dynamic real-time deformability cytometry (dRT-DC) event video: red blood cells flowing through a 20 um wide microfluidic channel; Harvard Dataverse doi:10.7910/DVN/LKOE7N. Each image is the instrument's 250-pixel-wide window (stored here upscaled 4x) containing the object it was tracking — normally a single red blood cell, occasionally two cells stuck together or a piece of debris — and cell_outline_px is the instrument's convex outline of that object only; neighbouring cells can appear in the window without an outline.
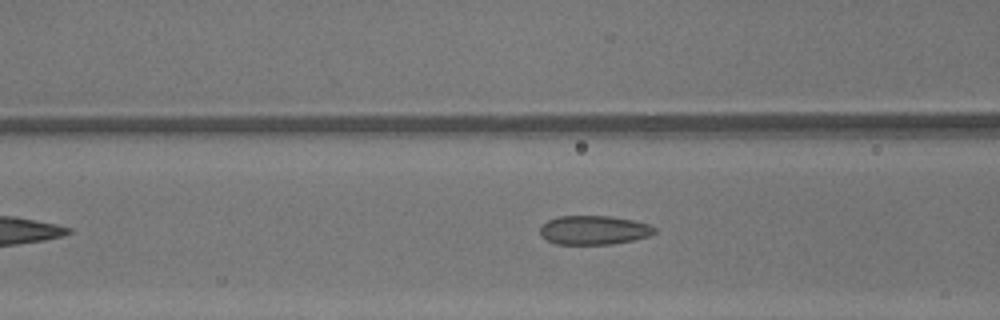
{"species": "common noctule bat (a hibernating species)", "species_latin": "Nyctalus noctula", "temperature_condition": "warm", "stored_images_in_passage": 31, "camera_frame_rate_fps": 3000, "um_per_image_px": 0.085, "animal": {"sex": "male", "body_mass_g": 13.3}, "frame": {"image": 1, "passage_image": 5, "time_ms": 1.333, "image_size_px": [1000, 320], "cell_outline_px": [[656, 232], [648, 236], [632, 240], [612, 244], [556, 244], [540, 236], [540, 228], [548, 220], [560, 216], [608, 216], [632, 220], [648, 224], [656, 228]], "centroid_in_image_um": [50.47, 19.56], "position_along_channel_um": 116.1, "area_um2": 19.19}}
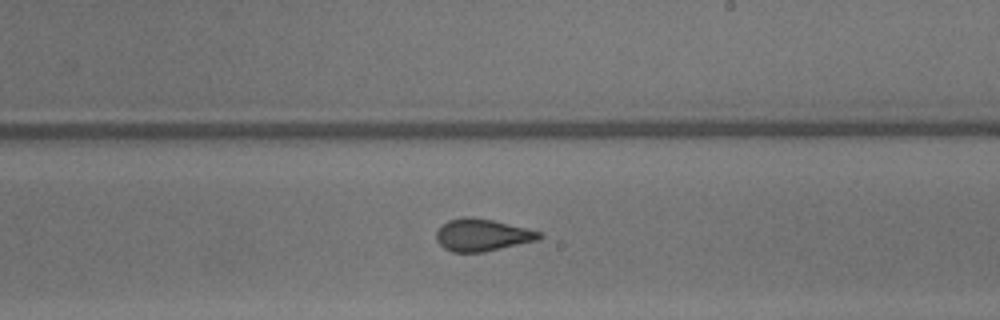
{"frame": {"image": 2, "passage_image": 14, "time_ms": 4.333, "image_size_px": [1000, 320], "cell_outline_px": [[544, 236], [540, 240], [484, 252], [452, 252], [444, 248], [436, 240], [436, 232], [448, 220], [468, 216], [492, 220], [540, 232]], "centroid_in_image_um": [41.0, 19.99], "position_along_channel_um": 248.0, "area_um2": 19.19}}
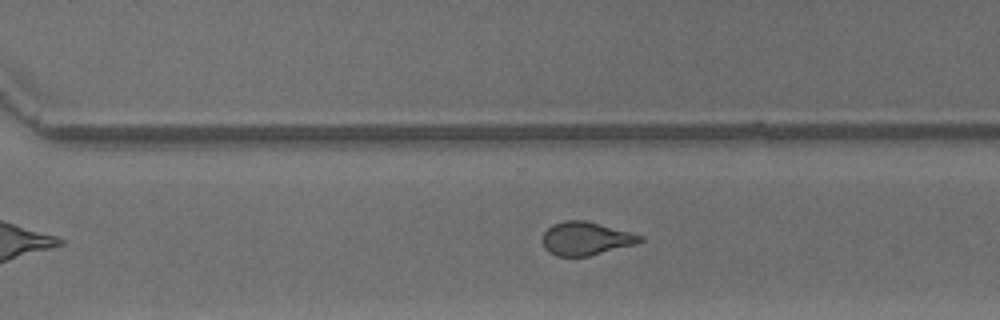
{"frame": {"image": 3, "passage_image": 19, "time_ms": 6.0, "image_size_px": [1000, 320], "cell_outline_px": [[644, 240], [636, 244], [588, 256], [556, 256], [548, 252], [544, 248], [544, 232], [552, 224], [564, 220], [584, 220], [644, 236]], "centroid_in_image_um": [49.79, 20.28], "position_along_channel_um": 320.8, "area_um2": 18.73}, "authors_computed_cell_mechanics": {"area_um2": 19.4786, "velocity_mm_per_s": 4.3875, "shape_relaxation_time_tau1_ms": 9.48, "shape_relaxation_time_tau2_ms": 0.8569, "deformation_change_tau1": 0.2097, "deformation_change_tau2": 0.082}}